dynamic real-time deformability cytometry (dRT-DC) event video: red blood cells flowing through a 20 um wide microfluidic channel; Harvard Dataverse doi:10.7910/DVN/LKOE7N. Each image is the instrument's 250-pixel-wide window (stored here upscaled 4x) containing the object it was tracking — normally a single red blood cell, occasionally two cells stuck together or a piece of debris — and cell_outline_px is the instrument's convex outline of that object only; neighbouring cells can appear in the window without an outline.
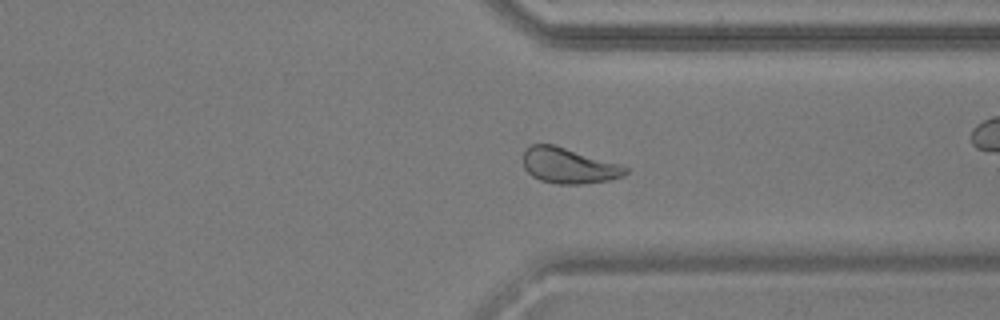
{"species": "common noctule bat (a hibernating species)", "species_latin": "Nyctalus noctula", "temperature_condition": "warm", "stored_images_in_passage": 33, "camera_frame_rate_fps": 3000, "um_per_image_px": 0.085, "animal": {"sex": "male", "body_mass_g": 17.9, "forearm_length_mm": 54.2}, "frame": {"image": 1, "passage_image": 20, "time_ms": 6.333, "image_size_px": [1000, 320], "cell_outline_px": [[628, 172], [624, 176], [608, 180], [580, 184], [556, 184], [540, 180], [532, 176], [524, 168], [524, 148], [532, 144], [552, 144], [620, 164], [628, 168]], "centroid_in_image_um": [48.33, 14.08], "position_along_channel_um": 363.1, "area_um2": 21.1}}
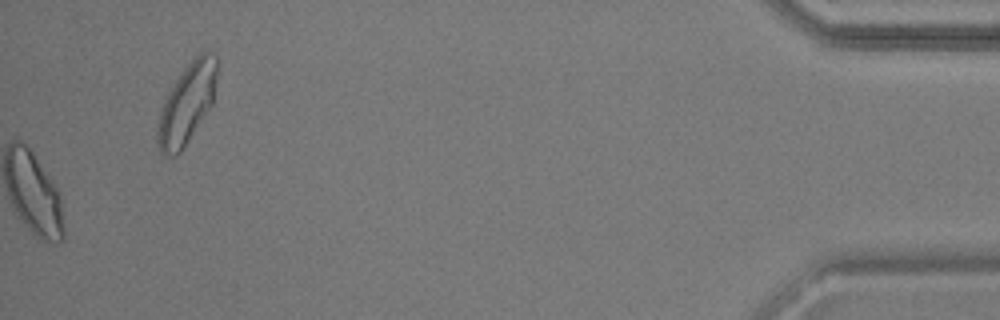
{"frame": {"image": 2, "passage_image": 33, "time_ms": 10.667, "image_size_px": [1000, 320], "cell_outline_px": [[216, 76], [212, 104], [180, 152], [176, 156], [164, 156], [160, 152], [156, 140], [156, 132], [160, 112], [168, 92], [180, 72], [200, 52], [208, 52], [216, 56]], "centroid_in_image_um": [15.85, 8.84], "position_along_channel_um": 419.4, "area_um2": 27.22}, "authors_computed_cell_mechanics": {"area_um2": 20.6346, "velocity_mm_per_s": 3.8028, "shape_relaxation_time_tau1_ms": 1.261, "shape_relaxation_time_tau2_ms": 0.3011, "deformation_change_tau1": 0.1003, "deformation_change_tau2": 0.0467}}